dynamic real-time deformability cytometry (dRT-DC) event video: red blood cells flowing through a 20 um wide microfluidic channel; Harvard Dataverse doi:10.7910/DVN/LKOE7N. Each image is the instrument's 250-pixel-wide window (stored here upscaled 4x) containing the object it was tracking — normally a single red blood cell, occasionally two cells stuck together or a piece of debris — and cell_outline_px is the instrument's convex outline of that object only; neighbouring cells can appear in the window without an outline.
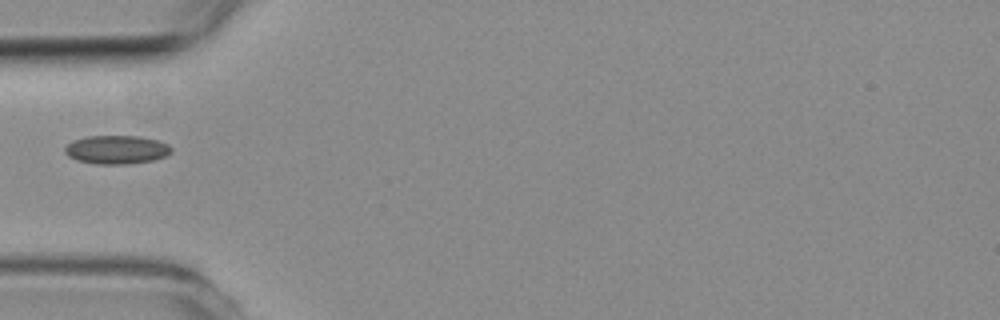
{"species": "common noctule bat (a hibernating species)", "species_latin": "Nyctalus noctula", "temperature_condition": "room temperature", "stored_images_in_passage": 1, "camera_frame_rate_fps": 3000, "um_per_image_px": 0.085, "animal": {"sex": "female", "body_mass_g": 19.3, "forearm_length_mm": 54.1}, "frame": {"image": 1, "passage_image": 1, "time_ms": 0.0, "image_size_px": [1000, 320], "cell_outline_px": [[172, 152], [168, 156], [152, 160], [128, 164], [92, 164], [76, 160], [68, 156], [64, 152], [64, 148], [72, 140], [88, 136], [140, 136], [156, 140], [168, 144], [172, 148]], "centroid_in_image_um": [9.9, 12.73], "position_along_channel_um": 75.1, "area_um2": 17.92}}